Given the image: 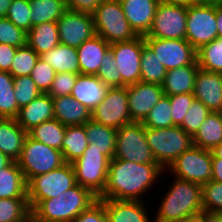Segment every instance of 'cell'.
<instances>
[{
    "mask_svg": "<svg viewBox=\"0 0 222 222\" xmlns=\"http://www.w3.org/2000/svg\"><path fill=\"white\" fill-rule=\"evenodd\" d=\"M166 70L191 65L197 60V50L187 41L179 39L144 38Z\"/></svg>",
    "mask_w": 222,
    "mask_h": 222,
    "instance_id": "9a60e30c",
    "label": "cell"
},
{
    "mask_svg": "<svg viewBox=\"0 0 222 222\" xmlns=\"http://www.w3.org/2000/svg\"><path fill=\"white\" fill-rule=\"evenodd\" d=\"M128 23L138 36L151 29L159 0H119Z\"/></svg>",
    "mask_w": 222,
    "mask_h": 222,
    "instance_id": "d6986e66",
    "label": "cell"
},
{
    "mask_svg": "<svg viewBox=\"0 0 222 222\" xmlns=\"http://www.w3.org/2000/svg\"><path fill=\"white\" fill-rule=\"evenodd\" d=\"M28 132L18 123L16 118L0 117V151L13 161L20 158Z\"/></svg>",
    "mask_w": 222,
    "mask_h": 222,
    "instance_id": "d4e9b609",
    "label": "cell"
},
{
    "mask_svg": "<svg viewBox=\"0 0 222 222\" xmlns=\"http://www.w3.org/2000/svg\"><path fill=\"white\" fill-rule=\"evenodd\" d=\"M14 90L19 108L29 104L41 94L30 76L14 77Z\"/></svg>",
    "mask_w": 222,
    "mask_h": 222,
    "instance_id": "ee69618b",
    "label": "cell"
},
{
    "mask_svg": "<svg viewBox=\"0 0 222 222\" xmlns=\"http://www.w3.org/2000/svg\"><path fill=\"white\" fill-rule=\"evenodd\" d=\"M222 0H196V3L202 4H220Z\"/></svg>",
    "mask_w": 222,
    "mask_h": 222,
    "instance_id": "e7e4bbea",
    "label": "cell"
},
{
    "mask_svg": "<svg viewBox=\"0 0 222 222\" xmlns=\"http://www.w3.org/2000/svg\"><path fill=\"white\" fill-rule=\"evenodd\" d=\"M73 222H109L104 204L98 199L88 209L82 211Z\"/></svg>",
    "mask_w": 222,
    "mask_h": 222,
    "instance_id": "f907efd6",
    "label": "cell"
},
{
    "mask_svg": "<svg viewBox=\"0 0 222 222\" xmlns=\"http://www.w3.org/2000/svg\"><path fill=\"white\" fill-rule=\"evenodd\" d=\"M27 198V182L17 161L0 169V199Z\"/></svg>",
    "mask_w": 222,
    "mask_h": 222,
    "instance_id": "f1b7e54d",
    "label": "cell"
},
{
    "mask_svg": "<svg viewBox=\"0 0 222 222\" xmlns=\"http://www.w3.org/2000/svg\"><path fill=\"white\" fill-rule=\"evenodd\" d=\"M84 129L88 139L87 148L102 151V154L111 161L116 151L117 130L97 123L92 119L84 124Z\"/></svg>",
    "mask_w": 222,
    "mask_h": 222,
    "instance_id": "4316f807",
    "label": "cell"
},
{
    "mask_svg": "<svg viewBox=\"0 0 222 222\" xmlns=\"http://www.w3.org/2000/svg\"><path fill=\"white\" fill-rule=\"evenodd\" d=\"M188 6L159 2L151 29L144 38L186 40Z\"/></svg>",
    "mask_w": 222,
    "mask_h": 222,
    "instance_id": "7c38bea8",
    "label": "cell"
},
{
    "mask_svg": "<svg viewBox=\"0 0 222 222\" xmlns=\"http://www.w3.org/2000/svg\"><path fill=\"white\" fill-rule=\"evenodd\" d=\"M117 62L109 49L101 62L97 77L109 87H121V74L117 69Z\"/></svg>",
    "mask_w": 222,
    "mask_h": 222,
    "instance_id": "f6af8a7d",
    "label": "cell"
},
{
    "mask_svg": "<svg viewBox=\"0 0 222 222\" xmlns=\"http://www.w3.org/2000/svg\"><path fill=\"white\" fill-rule=\"evenodd\" d=\"M218 38L216 5L194 3L188 6L186 40L198 50Z\"/></svg>",
    "mask_w": 222,
    "mask_h": 222,
    "instance_id": "8fae6325",
    "label": "cell"
},
{
    "mask_svg": "<svg viewBox=\"0 0 222 222\" xmlns=\"http://www.w3.org/2000/svg\"><path fill=\"white\" fill-rule=\"evenodd\" d=\"M66 126L56 119L45 121L28 131V136L35 141L44 143L49 147L60 150L65 137Z\"/></svg>",
    "mask_w": 222,
    "mask_h": 222,
    "instance_id": "836d02e7",
    "label": "cell"
},
{
    "mask_svg": "<svg viewBox=\"0 0 222 222\" xmlns=\"http://www.w3.org/2000/svg\"><path fill=\"white\" fill-rule=\"evenodd\" d=\"M222 142V116L220 112H210L199 130L192 137L194 146L212 150Z\"/></svg>",
    "mask_w": 222,
    "mask_h": 222,
    "instance_id": "4dcf8cb0",
    "label": "cell"
},
{
    "mask_svg": "<svg viewBox=\"0 0 222 222\" xmlns=\"http://www.w3.org/2000/svg\"><path fill=\"white\" fill-rule=\"evenodd\" d=\"M193 95L211 112H220L222 109V73L199 69L195 77Z\"/></svg>",
    "mask_w": 222,
    "mask_h": 222,
    "instance_id": "ac0fdd59",
    "label": "cell"
},
{
    "mask_svg": "<svg viewBox=\"0 0 222 222\" xmlns=\"http://www.w3.org/2000/svg\"><path fill=\"white\" fill-rule=\"evenodd\" d=\"M142 123L144 127L155 129L173 127L170 98L164 95L150 110Z\"/></svg>",
    "mask_w": 222,
    "mask_h": 222,
    "instance_id": "f35d334b",
    "label": "cell"
},
{
    "mask_svg": "<svg viewBox=\"0 0 222 222\" xmlns=\"http://www.w3.org/2000/svg\"><path fill=\"white\" fill-rule=\"evenodd\" d=\"M27 44L38 54L48 52L60 44L57 22L33 26L27 33Z\"/></svg>",
    "mask_w": 222,
    "mask_h": 222,
    "instance_id": "f546056e",
    "label": "cell"
},
{
    "mask_svg": "<svg viewBox=\"0 0 222 222\" xmlns=\"http://www.w3.org/2000/svg\"><path fill=\"white\" fill-rule=\"evenodd\" d=\"M91 119L116 130L131 123L127 86L110 87L105 98L91 111Z\"/></svg>",
    "mask_w": 222,
    "mask_h": 222,
    "instance_id": "4fadbf2b",
    "label": "cell"
},
{
    "mask_svg": "<svg viewBox=\"0 0 222 222\" xmlns=\"http://www.w3.org/2000/svg\"><path fill=\"white\" fill-rule=\"evenodd\" d=\"M144 36L133 40L110 44V50L121 74V87L141 82V54Z\"/></svg>",
    "mask_w": 222,
    "mask_h": 222,
    "instance_id": "5bb4252c",
    "label": "cell"
},
{
    "mask_svg": "<svg viewBox=\"0 0 222 222\" xmlns=\"http://www.w3.org/2000/svg\"><path fill=\"white\" fill-rule=\"evenodd\" d=\"M60 44L78 48L95 33L92 14L67 9L57 21Z\"/></svg>",
    "mask_w": 222,
    "mask_h": 222,
    "instance_id": "2e32d148",
    "label": "cell"
},
{
    "mask_svg": "<svg viewBox=\"0 0 222 222\" xmlns=\"http://www.w3.org/2000/svg\"><path fill=\"white\" fill-rule=\"evenodd\" d=\"M199 69L196 60L191 65L168 70L162 84L164 95L193 93L195 77Z\"/></svg>",
    "mask_w": 222,
    "mask_h": 222,
    "instance_id": "484cf974",
    "label": "cell"
},
{
    "mask_svg": "<svg viewBox=\"0 0 222 222\" xmlns=\"http://www.w3.org/2000/svg\"><path fill=\"white\" fill-rule=\"evenodd\" d=\"M197 63L200 69L222 73V38L201 46L197 50Z\"/></svg>",
    "mask_w": 222,
    "mask_h": 222,
    "instance_id": "8d00e7d4",
    "label": "cell"
},
{
    "mask_svg": "<svg viewBox=\"0 0 222 222\" xmlns=\"http://www.w3.org/2000/svg\"><path fill=\"white\" fill-rule=\"evenodd\" d=\"M32 27L45 23L57 22L67 10L64 0H29Z\"/></svg>",
    "mask_w": 222,
    "mask_h": 222,
    "instance_id": "d6a6232c",
    "label": "cell"
},
{
    "mask_svg": "<svg viewBox=\"0 0 222 222\" xmlns=\"http://www.w3.org/2000/svg\"><path fill=\"white\" fill-rule=\"evenodd\" d=\"M26 222H48V221H44L39 219L37 216H35L32 212L28 215V218L26 220Z\"/></svg>",
    "mask_w": 222,
    "mask_h": 222,
    "instance_id": "be15d7a7",
    "label": "cell"
},
{
    "mask_svg": "<svg viewBox=\"0 0 222 222\" xmlns=\"http://www.w3.org/2000/svg\"><path fill=\"white\" fill-rule=\"evenodd\" d=\"M31 212L28 198L0 199V222H26Z\"/></svg>",
    "mask_w": 222,
    "mask_h": 222,
    "instance_id": "74e56055",
    "label": "cell"
},
{
    "mask_svg": "<svg viewBox=\"0 0 222 222\" xmlns=\"http://www.w3.org/2000/svg\"><path fill=\"white\" fill-rule=\"evenodd\" d=\"M211 180L222 182V159L212 154Z\"/></svg>",
    "mask_w": 222,
    "mask_h": 222,
    "instance_id": "db71d44e",
    "label": "cell"
},
{
    "mask_svg": "<svg viewBox=\"0 0 222 222\" xmlns=\"http://www.w3.org/2000/svg\"><path fill=\"white\" fill-rule=\"evenodd\" d=\"M54 119L53 100L47 93H41L29 104L19 109L17 123L29 131L45 121Z\"/></svg>",
    "mask_w": 222,
    "mask_h": 222,
    "instance_id": "ffe728a7",
    "label": "cell"
},
{
    "mask_svg": "<svg viewBox=\"0 0 222 222\" xmlns=\"http://www.w3.org/2000/svg\"><path fill=\"white\" fill-rule=\"evenodd\" d=\"M76 184L72 163H65L48 173L32 177L27 182V198L31 211L42 200L54 198Z\"/></svg>",
    "mask_w": 222,
    "mask_h": 222,
    "instance_id": "8992f818",
    "label": "cell"
},
{
    "mask_svg": "<svg viewBox=\"0 0 222 222\" xmlns=\"http://www.w3.org/2000/svg\"><path fill=\"white\" fill-rule=\"evenodd\" d=\"M114 158L138 164L157 163L147 143L142 122H131L117 129Z\"/></svg>",
    "mask_w": 222,
    "mask_h": 222,
    "instance_id": "ba28073f",
    "label": "cell"
},
{
    "mask_svg": "<svg viewBox=\"0 0 222 222\" xmlns=\"http://www.w3.org/2000/svg\"><path fill=\"white\" fill-rule=\"evenodd\" d=\"M38 59L39 55L28 44L18 47L9 73L13 77L29 76Z\"/></svg>",
    "mask_w": 222,
    "mask_h": 222,
    "instance_id": "ab89813d",
    "label": "cell"
},
{
    "mask_svg": "<svg viewBox=\"0 0 222 222\" xmlns=\"http://www.w3.org/2000/svg\"><path fill=\"white\" fill-rule=\"evenodd\" d=\"M216 21L218 29V38H222V5L216 4Z\"/></svg>",
    "mask_w": 222,
    "mask_h": 222,
    "instance_id": "9f6ffc18",
    "label": "cell"
},
{
    "mask_svg": "<svg viewBox=\"0 0 222 222\" xmlns=\"http://www.w3.org/2000/svg\"><path fill=\"white\" fill-rule=\"evenodd\" d=\"M203 222H222V213L202 211Z\"/></svg>",
    "mask_w": 222,
    "mask_h": 222,
    "instance_id": "11a10c76",
    "label": "cell"
},
{
    "mask_svg": "<svg viewBox=\"0 0 222 222\" xmlns=\"http://www.w3.org/2000/svg\"><path fill=\"white\" fill-rule=\"evenodd\" d=\"M102 0H67V9L81 13L93 14Z\"/></svg>",
    "mask_w": 222,
    "mask_h": 222,
    "instance_id": "816d5d0a",
    "label": "cell"
},
{
    "mask_svg": "<svg viewBox=\"0 0 222 222\" xmlns=\"http://www.w3.org/2000/svg\"><path fill=\"white\" fill-rule=\"evenodd\" d=\"M171 185L162 197L154 222H178L203 211L201 185L179 178Z\"/></svg>",
    "mask_w": 222,
    "mask_h": 222,
    "instance_id": "7a4b0ae2",
    "label": "cell"
},
{
    "mask_svg": "<svg viewBox=\"0 0 222 222\" xmlns=\"http://www.w3.org/2000/svg\"><path fill=\"white\" fill-rule=\"evenodd\" d=\"M92 15L95 33L109 44L130 41L138 36L128 23L119 0H102Z\"/></svg>",
    "mask_w": 222,
    "mask_h": 222,
    "instance_id": "5b68a950",
    "label": "cell"
},
{
    "mask_svg": "<svg viewBox=\"0 0 222 222\" xmlns=\"http://www.w3.org/2000/svg\"><path fill=\"white\" fill-rule=\"evenodd\" d=\"M204 211L222 213V182L209 181L201 186Z\"/></svg>",
    "mask_w": 222,
    "mask_h": 222,
    "instance_id": "7bdbcfd3",
    "label": "cell"
},
{
    "mask_svg": "<svg viewBox=\"0 0 222 222\" xmlns=\"http://www.w3.org/2000/svg\"><path fill=\"white\" fill-rule=\"evenodd\" d=\"M54 119L65 126L84 125L91 120V111L71 95L52 98Z\"/></svg>",
    "mask_w": 222,
    "mask_h": 222,
    "instance_id": "cb8c5ba5",
    "label": "cell"
},
{
    "mask_svg": "<svg viewBox=\"0 0 222 222\" xmlns=\"http://www.w3.org/2000/svg\"><path fill=\"white\" fill-rule=\"evenodd\" d=\"M17 105L14 77L5 71H0V117L16 118L19 113Z\"/></svg>",
    "mask_w": 222,
    "mask_h": 222,
    "instance_id": "d590c367",
    "label": "cell"
},
{
    "mask_svg": "<svg viewBox=\"0 0 222 222\" xmlns=\"http://www.w3.org/2000/svg\"><path fill=\"white\" fill-rule=\"evenodd\" d=\"M178 222H203L202 212L199 214L190 216V217L183 218L182 220H180Z\"/></svg>",
    "mask_w": 222,
    "mask_h": 222,
    "instance_id": "94428289",
    "label": "cell"
},
{
    "mask_svg": "<svg viewBox=\"0 0 222 222\" xmlns=\"http://www.w3.org/2000/svg\"><path fill=\"white\" fill-rule=\"evenodd\" d=\"M55 75V70L46 61L39 58L29 76L41 93H48Z\"/></svg>",
    "mask_w": 222,
    "mask_h": 222,
    "instance_id": "7dc6e473",
    "label": "cell"
},
{
    "mask_svg": "<svg viewBox=\"0 0 222 222\" xmlns=\"http://www.w3.org/2000/svg\"><path fill=\"white\" fill-rule=\"evenodd\" d=\"M168 97L170 98L173 126H180L195 97L193 93L177 94Z\"/></svg>",
    "mask_w": 222,
    "mask_h": 222,
    "instance_id": "c3c4849f",
    "label": "cell"
},
{
    "mask_svg": "<svg viewBox=\"0 0 222 222\" xmlns=\"http://www.w3.org/2000/svg\"><path fill=\"white\" fill-rule=\"evenodd\" d=\"M212 152L192 145L168 167L174 178L204 185L211 181ZM169 168V169H168Z\"/></svg>",
    "mask_w": 222,
    "mask_h": 222,
    "instance_id": "30bf717a",
    "label": "cell"
},
{
    "mask_svg": "<svg viewBox=\"0 0 222 222\" xmlns=\"http://www.w3.org/2000/svg\"><path fill=\"white\" fill-rule=\"evenodd\" d=\"M109 88L96 75L79 74L70 95L92 111L105 98Z\"/></svg>",
    "mask_w": 222,
    "mask_h": 222,
    "instance_id": "7402d4cb",
    "label": "cell"
},
{
    "mask_svg": "<svg viewBox=\"0 0 222 222\" xmlns=\"http://www.w3.org/2000/svg\"><path fill=\"white\" fill-rule=\"evenodd\" d=\"M167 73L152 49L144 43L141 54V82L162 85Z\"/></svg>",
    "mask_w": 222,
    "mask_h": 222,
    "instance_id": "e575fe53",
    "label": "cell"
},
{
    "mask_svg": "<svg viewBox=\"0 0 222 222\" xmlns=\"http://www.w3.org/2000/svg\"><path fill=\"white\" fill-rule=\"evenodd\" d=\"M13 160L0 151V169L7 167Z\"/></svg>",
    "mask_w": 222,
    "mask_h": 222,
    "instance_id": "91938a15",
    "label": "cell"
},
{
    "mask_svg": "<svg viewBox=\"0 0 222 222\" xmlns=\"http://www.w3.org/2000/svg\"><path fill=\"white\" fill-rule=\"evenodd\" d=\"M46 61L56 73H76L80 74L77 48L58 44L48 52L39 55Z\"/></svg>",
    "mask_w": 222,
    "mask_h": 222,
    "instance_id": "83f0119b",
    "label": "cell"
},
{
    "mask_svg": "<svg viewBox=\"0 0 222 222\" xmlns=\"http://www.w3.org/2000/svg\"><path fill=\"white\" fill-rule=\"evenodd\" d=\"M164 170L158 163L138 164L113 158L109 162L107 182L98 199L143 201L142 195L148 192Z\"/></svg>",
    "mask_w": 222,
    "mask_h": 222,
    "instance_id": "6da1fadb",
    "label": "cell"
},
{
    "mask_svg": "<svg viewBox=\"0 0 222 222\" xmlns=\"http://www.w3.org/2000/svg\"><path fill=\"white\" fill-rule=\"evenodd\" d=\"M110 44L101 36L94 35L77 48L80 74L97 75Z\"/></svg>",
    "mask_w": 222,
    "mask_h": 222,
    "instance_id": "603a6c76",
    "label": "cell"
},
{
    "mask_svg": "<svg viewBox=\"0 0 222 222\" xmlns=\"http://www.w3.org/2000/svg\"><path fill=\"white\" fill-rule=\"evenodd\" d=\"M160 2L169 3V4H177V5H185L189 6L190 4L196 3V0H159Z\"/></svg>",
    "mask_w": 222,
    "mask_h": 222,
    "instance_id": "680465c9",
    "label": "cell"
},
{
    "mask_svg": "<svg viewBox=\"0 0 222 222\" xmlns=\"http://www.w3.org/2000/svg\"><path fill=\"white\" fill-rule=\"evenodd\" d=\"M110 160L97 149L87 148L72 162L76 183L99 197L106 186Z\"/></svg>",
    "mask_w": 222,
    "mask_h": 222,
    "instance_id": "9c48e42d",
    "label": "cell"
},
{
    "mask_svg": "<svg viewBox=\"0 0 222 222\" xmlns=\"http://www.w3.org/2000/svg\"><path fill=\"white\" fill-rule=\"evenodd\" d=\"M13 0H0V18H5Z\"/></svg>",
    "mask_w": 222,
    "mask_h": 222,
    "instance_id": "6f0895ef",
    "label": "cell"
},
{
    "mask_svg": "<svg viewBox=\"0 0 222 222\" xmlns=\"http://www.w3.org/2000/svg\"><path fill=\"white\" fill-rule=\"evenodd\" d=\"M17 47L0 43V71L10 72Z\"/></svg>",
    "mask_w": 222,
    "mask_h": 222,
    "instance_id": "f5cc1de1",
    "label": "cell"
},
{
    "mask_svg": "<svg viewBox=\"0 0 222 222\" xmlns=\"http://www.w3.org/2000/svg\"><path fill=\"white\" fill-rule=\"evenodd\" d=\"M98 200L89 189L76 184L60 195L42 200L32 213L48 222H73L82 212Z\"/></svg>",
    "mask_w": 222,
    "mask_h": 222,
    "instance_id": "3957f363",
    "label": "cell"
},
{
    "mask_svg": "<svg viewBox=\"0 0 222 222\" xmlns=\"http://www.w3.org/2000/svg\"><path fill=\"white\" fill-rule=\"evenodd\" d=\"M87 146L88 139L84 125L66 126L61 149L65 163H72L81 157Z\"/></svg>",
    "mask_w": 222,
    "mask_h": 222,
    "instance_id": "1f68e13d",
    "label": "cell"
},
{
    "mask_svg": "<svg viewBox=\"0 0 222 222\" xmlns=\"http://www.w3.org/2000/svg\"><path fill=\"white\" fill-rule=\"evenodd\" d=\"M30 16L31 8L29 0H13L8 9L6 18L15 26L28 33L32 28Z\"/></svg>",
    "mask_w": 222,
    "mask_h": 222,
    "instance_id": "b9f144b4",
    "label": "cell"
},
{
    "mask_svg": "<svg viewBox=\"0 0 222 222\" xmlns=\"http://www.w3.org/2000/svg\"><path fill=\"white\" fill-rule=\"evenodd\" d=\"M212 154L216 157V158H221L222 159V142L215 146L212 150H211Z\"/></svg>",
    "mask_w": 222,
    "mask_h": 222,
    "instance_id": "6125c7cd",
    "label": "cell"
},
{
    "mask_svg": "<svg viewBox=\"0 0 222 222\" xmlns=\"http://www.w3.org/2000/svg\"><path fill=\"white\" fill-rule=\"evenodd\" d=\"M17 164L23 172L25 181L28 182L34 176L61 167L65 161L60 150L27 136Z\"/></svg>",
    "mask_w": 222,
    "mask_h": 222,
    "instance_id": "52a82bcc",
    "label": "cell"
},
{
    "mask_svg": "<svg viewBox=\"0 0 222 222\" xmlns=\"http://www.w3.org/2000/svg\"><path fill=\"white\" fill-rule=\"evenodd\" d=\"M127 96L131 121L143 122L164 91L162 85L137 82L127 86Z\"/></svg>",
    "mask_w": 222,
    "mask_h": 222,
    "instance_id": "e0dca14e",
    "label": "cell"
},
{
    "mask_svg": "<svg viewBox=\"0 0 222 222\" xmlns=\"http://www.w3.org/2000/svg\"><path fill=\"white\" fill-rule=\"evenodd\" d=\"M0 43L15 47L27 44V32L15 26L9 19L0 18Z\"/></svg>",
    "mask_w": 222,
    "mask_h": 222,
    "instance_id": "bcb514c9",
    "label": "cell"
},
{
    "mask_svg": "<svg viewBox=\"0 0 222 222\" xmlns=\"http://www.w3.org/2000/svg\"><path fill=\"white\" fill-rule=\"evenodd\" d=\"M78 75L79 74L70 72L56 73L47 94L52 98L70 95Z\"/></svg>",
    "mask_w": 222,
    "mask_h": 222,
    "instance_id": "681fc988",
    "label": "cell"
},
{
    "mask_svg": "<svg viewBox=\"0 0 222 222\" xmlns=\"http://www.w3.org/2000/svg\"><path fill=\"white\" fill-rule=\"evenodd\" d=\"M145 135L156 162L164 170L193 145L192 137L179 126L145 127Z\"/></svg>",
    "mask_w": 222,
    "mask_h": 222,
    "instance_id": "277c9868",
    "label": "cell"
},
{
    "mask_svg": "<svg viewBox=\"0 0 222 222\" xmlns=\"http://www.w3.org/2000/svg\"><path fill=\"white\" fill-rule=\"evenodd\" d=\"M99 200L105 206L109 222H150L143 201L116 199Z\"/></svg>",
    "mask_w": 222,
    "mask_h": 222,
    "instance_id": "44dd1931",
    "label": "cell"
},
{
    "mask_svg": "<svg viewBox=\"0 0 222 222\" xmlns=\"http://www.w3.org/2000/svg\"><path fill=\"white\" fill-rule=\"evenodd\" d=\"M210 112L203 102L194 98L179 127L193 137Z\"/></svg>",
    "mask_w": 222,
    "mask_h": 222,
    "instance_id": "60d3db41",
    "label": "cell"
}]
</instances>
